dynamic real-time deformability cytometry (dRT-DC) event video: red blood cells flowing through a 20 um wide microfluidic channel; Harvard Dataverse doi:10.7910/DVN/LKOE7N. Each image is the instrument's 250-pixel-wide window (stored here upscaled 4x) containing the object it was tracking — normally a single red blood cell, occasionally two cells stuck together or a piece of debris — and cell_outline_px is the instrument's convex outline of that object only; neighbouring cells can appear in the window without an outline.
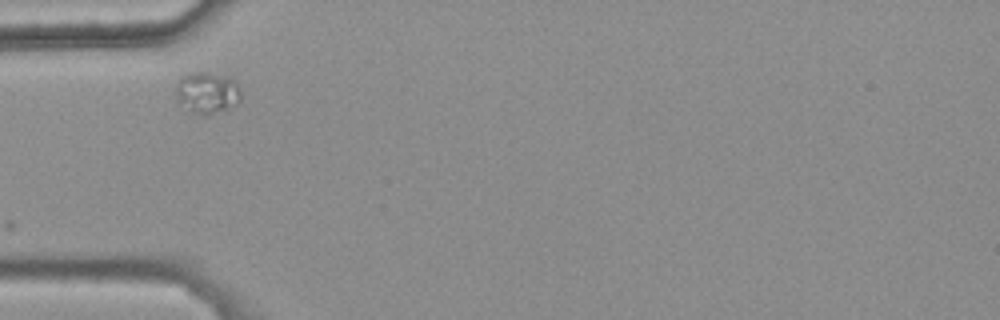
{"species": "common noctule bat (a hibernating species)", "species_latin": "Nyctalus noctula", "temperature_condition": "warm", "stored_images_in_passage": 3, "camera_frame_rate_fps": 3000, "um_per_image_px": 0.085, "animal": {"sex": "female", "body_mass_g": 25.1}, "frame": {"image": 1, "passage_image": 1, "time_ms": 0.0, "image_size_px": [1000, 320], "cell_outline_px": [[240, 104], [208, 116], [204, 116], [188, 112], [176, 104], [176, 84], [180, 76], [188, 72], [208, 72], [232, 76], [240, 92]], "centroid_in_image_um": [17.56, 7.9], "position_along_channel_um": 67.4, "area_um2": 16.65}}